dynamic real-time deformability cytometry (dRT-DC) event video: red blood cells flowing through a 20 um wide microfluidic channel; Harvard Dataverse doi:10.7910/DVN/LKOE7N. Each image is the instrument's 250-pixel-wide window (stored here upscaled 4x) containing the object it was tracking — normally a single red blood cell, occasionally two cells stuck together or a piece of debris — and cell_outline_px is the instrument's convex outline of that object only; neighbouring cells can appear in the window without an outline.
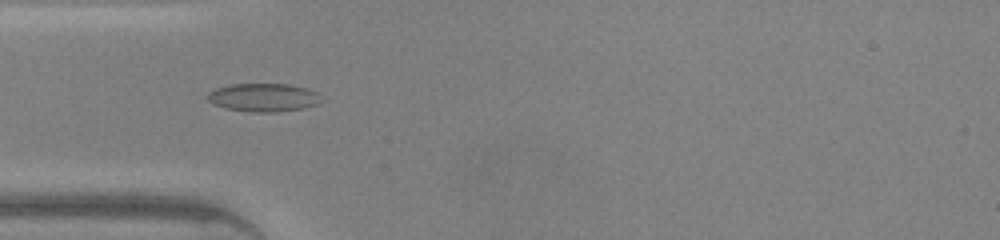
{"species": "common noctule bat (a hibernating species)", "species_latin": "Nyctalus noctula", "temperature_condition": "warm", "stored_images_in_passage": 34, "camera_frame_rate_fps": 3000, "um_per_image_px": 0.085, "animal": {"sex": "male", "body_mass_g": 20.0, "forearm_length_mm": 53.3}, "frame": {"image": 1, "passage_image": 2, "time_ms": 0.333, "image_size_px": [1000, 240], "cell_outline_px": [[320, 100], [316, 104], [300, 108], [276, 112], [248, 112], [224, 108], [208, 100], [208, 92], [216, 88], [232, 84], [288, 84], [308, 88], [316, 92]], "centroid_in_image_um": [22.36, 8.28], "position_along_channel_um": 62.6, "area_um2": 18.5}}
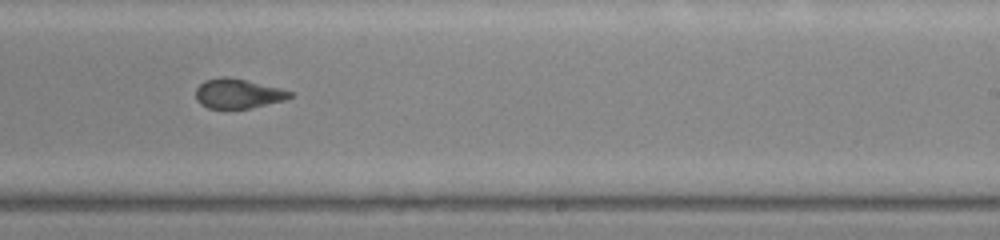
{"frame": {"image": 2, "passage_image": 16, "time_ms": 5.0, "image_size_px": [1000, 240], "cell_outline_px": [[292, 96], [284, 100], [252, 108], [208, 108], [200, 104], [196, 100], [196, 88], [204, 80], [220, 76], [224, 76], [244, 80], [280, 88], [292, 92]], "centroid_in_image_um": [20.19, 7.95], "position_along_channel_um": 268.8, "area_um2": 16.13}}
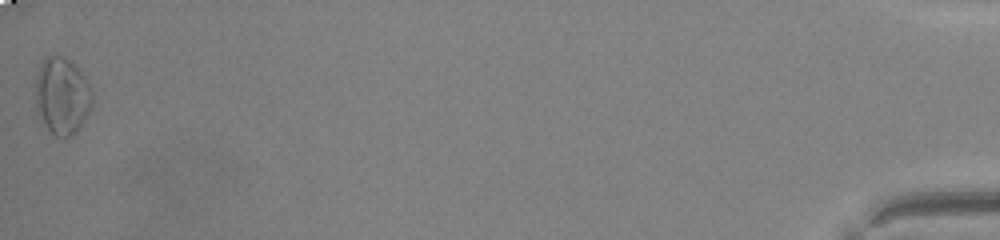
{"frame": {"image": 3, "passage_image": 34, "time_ms": 11.0, "image_size_px": [1000, 240], "cell_outline_px": [[92, 104], [76, 132], [72, 136], [56, 136], [48, 128], [36, 112], [36, 76], [40, 64], [48, 56], [64, 56], [84, 76], [92, 88]], "centroid_in_image_um": [5.26, 8.14], "position_along_channel_um": 429.9, "area_um2": 25.03}, "authors_computed_cell_mechanics": {"area_um2": 17.3689, "velocity_mm_per_s": 4.4203, "shape_relaxation_time_tau1_ms": 10.5047, "shape_relaxation_time_tau2_ms": 0.9538, "deformation_change_tau1": 0.286, "deformation_change_tau2": 0.0782}}